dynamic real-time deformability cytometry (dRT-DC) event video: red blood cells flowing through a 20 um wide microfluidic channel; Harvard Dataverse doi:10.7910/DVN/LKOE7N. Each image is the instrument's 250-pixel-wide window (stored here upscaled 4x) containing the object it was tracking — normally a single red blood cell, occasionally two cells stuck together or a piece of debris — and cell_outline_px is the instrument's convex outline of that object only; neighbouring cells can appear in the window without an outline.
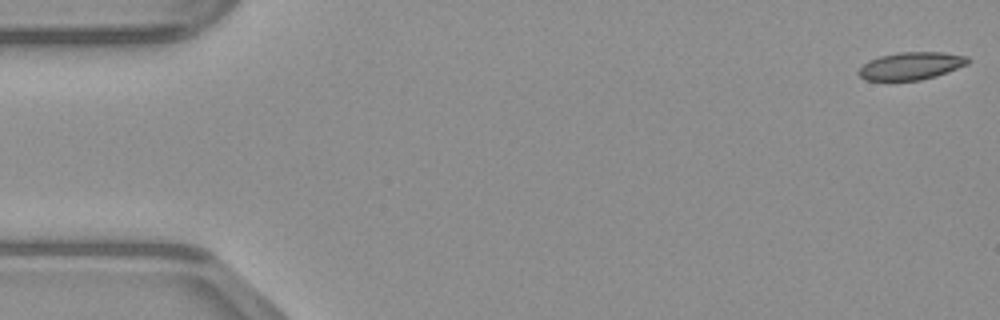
{"species": "common noctule bat (a hibernating species)", "species_latin": "Nyctalus noctula", "temperature_condition": "warm", "stored_images_in_passage": 48, "camera_frame_rate_fps": 3000, "um_per_image_px": 0.085, "animal": {"sex": "male", "body_mass_g": 23.1, "forearm_length_mm": 52.7}, "frame": {"image": 1, "passage_image": 1, "time_ms": 0.0, "image_size_px": [1000, 320], "cell_outline_px": [[972, 60], [968, 64], [936, 76], [920, 80], [864, 80], [856, 72], [868, 60], [880, 56], [900, 52], [944, 52], [968, 56]], "centroid_in_image_um": [77.46, 5.59], "position_along_channel_um": 7.5, "area_um2": 17.63}}
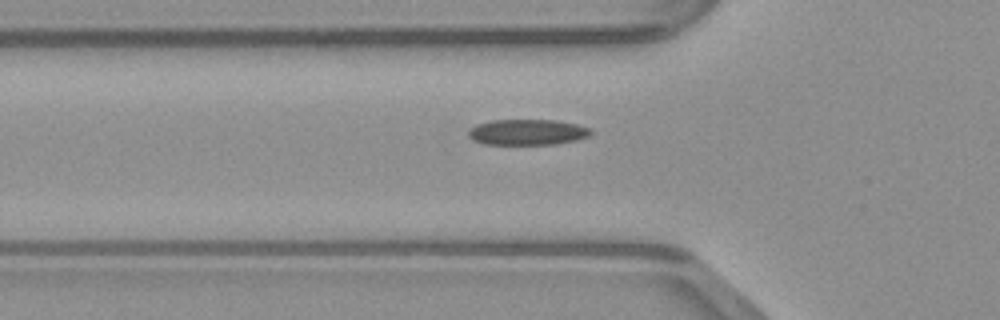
{"frame": {"image": 2, "passage_image": 16, "time_ms": 5.0, "image_size_px": [1000, 320], "cell_outline_px": [[592, 132], [588, 136], [576, 140], [556, 144], [484, 144], [472, 140], [468, 136], [468, 132], [476, 124], [492, 120], [556, 120], [580, 124], [592, 128]], "centroid_in_image_um": [44.86, 11.23], "position_along_channel_um": 80.9, "area_um2": 18.5}}
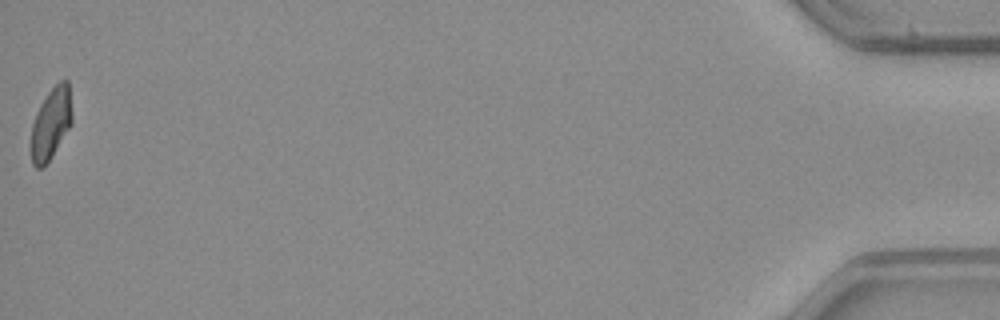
{"frame": {"image": 3, "passage_image": 48, "time_ms": 15.667, "image_size_px": [1000, 320], "cell_outline_px": [[72, 124], [44, 168], [36, 168], [32, 164], [28, 144], [32, 124], [36, 112], [40, 104], [48, 92], [60, 80], [68, 80], [72, 112]], "centroid_in_image_um": [4.29, 10.55], "position_along_channel_um": 430.9, "area_um2": 17.57}}